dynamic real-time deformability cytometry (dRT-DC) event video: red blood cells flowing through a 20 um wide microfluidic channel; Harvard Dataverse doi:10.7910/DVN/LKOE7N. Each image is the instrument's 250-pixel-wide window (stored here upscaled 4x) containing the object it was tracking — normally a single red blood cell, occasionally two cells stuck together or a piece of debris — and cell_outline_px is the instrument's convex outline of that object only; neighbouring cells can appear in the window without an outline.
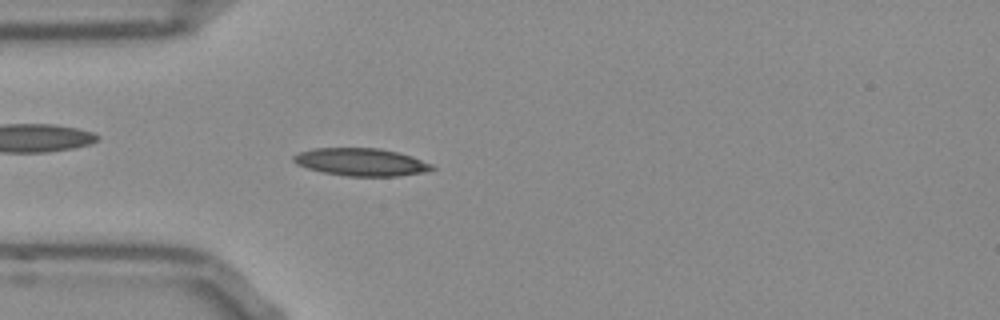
{"species": "Egyptian fruit bat (a non-hibernating species)", "species_latin": "Rousettus aegyptiacus", "temperature_condition": "room temperature", "stored_images_in_passage": 52, "camera_frame_rate_fps": 3000, "um_per_image_px": 0.085, "frame": {"image": 1, "passage_image": 14, "time_ms": 4.333, "image_size_px": [1000, 320], "cell_outline_px": [[436, 168], [424, 172], [400, 176], [344, 176], [324, 172], [308, 168], [296, 164], [292, 160], [292, 156], [300, 152], [316, 148], [380, 148], [412, 156], [432, 164]], "centroid_in_image_um": [30.7, 13.78], "position_along_channel_um": 54.3, "area_um2": 22.25}}
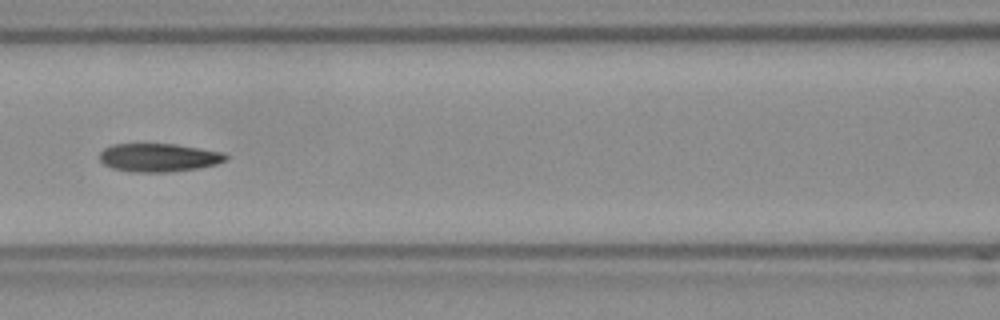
{"frame": {"image": 2, "passage_image": 22, "time_ms": 7.0, "image_size_px": [1000, 320], "cell_outline_px": [[228, 160], [216, 164], [200, 168], [168, 172], [132, 172], [112, 168], [104, 164], [100, 160], [100, 152], [104, 148], [112, 144], [176, 144], [224, 152], [228, 156]], "centroid_in_image_um": [13.52, 13.39], "position_along_channel_um": 153.1, "area_um2": 20.98}}
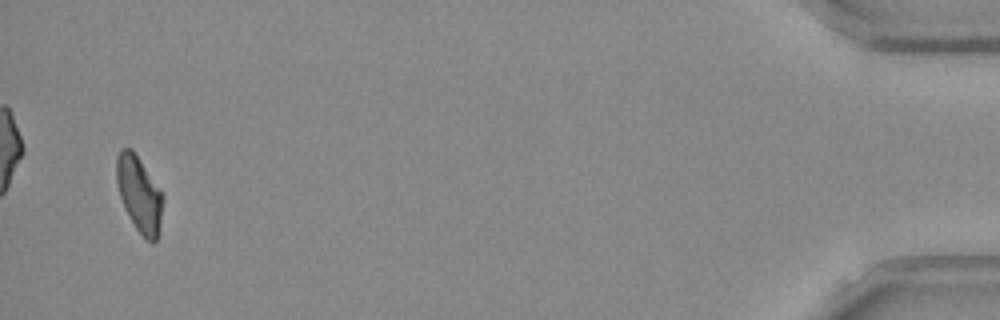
{"frame": {"image": 3, "passage_image": 50, "time_ms": 16.333, "image_size_px": [1000, 320], "cell_outline_px": [[164, 200], [156, 240], [152, 244], [136, 228], [128, 216], [124, 208], [120, 196], [116, 180], [116, 156], [120, 148], [132, 148], [164, 192]], "centroid_in_image_um": [11.84, 16.44], "position_along_channel_um": 423.4, "area_um2": 20.69}, "authors_computed_cell_mechanics": {"area_um2": 20.6924, "velocity_mm_per_s": 3.8577, "shape_relaxation_time_tau1_ms": 10.3773, "shape_relaxation_time_tau2_ms": 1.9471, "deformation_change_tau1": 0.2569, "deformation_change_tau2": 0.0898}}